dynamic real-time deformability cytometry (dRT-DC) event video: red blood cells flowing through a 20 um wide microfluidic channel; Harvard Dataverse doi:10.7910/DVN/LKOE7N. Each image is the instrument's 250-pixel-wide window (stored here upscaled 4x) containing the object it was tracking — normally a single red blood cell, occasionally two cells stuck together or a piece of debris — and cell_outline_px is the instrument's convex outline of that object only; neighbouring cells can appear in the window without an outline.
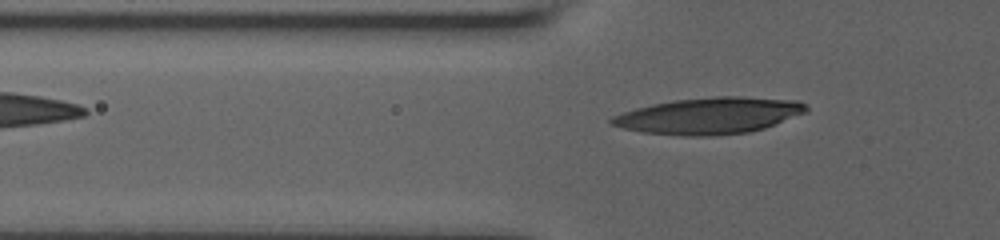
{"species": "human", "species_latin": "Homo sapiens", "temperature_condition": "room temperature", "stored_images_in_passage": 25, "camera_frame_rate_fps": 3000, "um_per_image_px": 0.085, "donor": {"sex": "male"}, "frame": {"image": 1, "passage_image": 12, "time_ms": 3.333, "image_size_px": [1000, 240], "cell_outline_px": [[808, 112], [764, 128], [748, 132], [708, 136], [684, 136], [640, 132], [608, 124], [608, 120], [612, 116], [636, 108], [652, 104], [672, 100], [716, 96], [740, 96], [796, 100], [804, 104], [808, 108]], "centroid_in_image_um": [60.26, 9.83], "position_along_channel_um": 65.5, "area_um2": 41.44}}
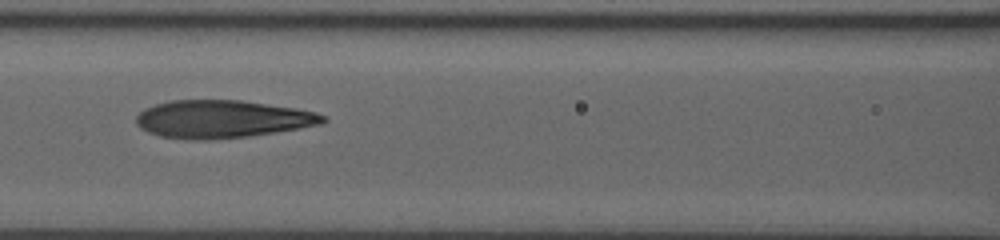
{"frame": {"image": 2, "passage_image": 20, "time_ms": 5.667, "image_size_px": [1000, 240], "cell_outline_px": [[328, 120], [320, 124], [300, 128], [248, 136], [200, 140], [160, 136], [148, 132], [140, 128], [136, 124], [136, 116], [144, 108], [156, 104], [172, 100], [240, 100], [296, 108], [316, 112], [328, 116]], "centroid_in_image_um": [18.89, 10.11], "position_along_channel_um": 147.7, "area_um2": 40.92}}
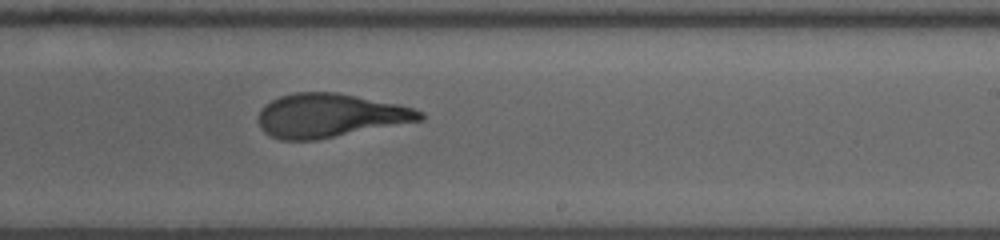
{"frame": {"image": 3, "passage_image": 25, "time_ms": 8.667, "image_size_px": [1000, 240], "cell_outline_px": [[424, 116], [420, 120], [316, 140], [280, 140], [264, 132], [260, 128], [260, 108], [264, 104], [280, 96], [296, 92], [336, 92], [400, 104], [424, 112]], "centroid_in_image_um": [28.02, 9.81], "position_along_channel_um": 261.0, "area_um2": 40.86}}